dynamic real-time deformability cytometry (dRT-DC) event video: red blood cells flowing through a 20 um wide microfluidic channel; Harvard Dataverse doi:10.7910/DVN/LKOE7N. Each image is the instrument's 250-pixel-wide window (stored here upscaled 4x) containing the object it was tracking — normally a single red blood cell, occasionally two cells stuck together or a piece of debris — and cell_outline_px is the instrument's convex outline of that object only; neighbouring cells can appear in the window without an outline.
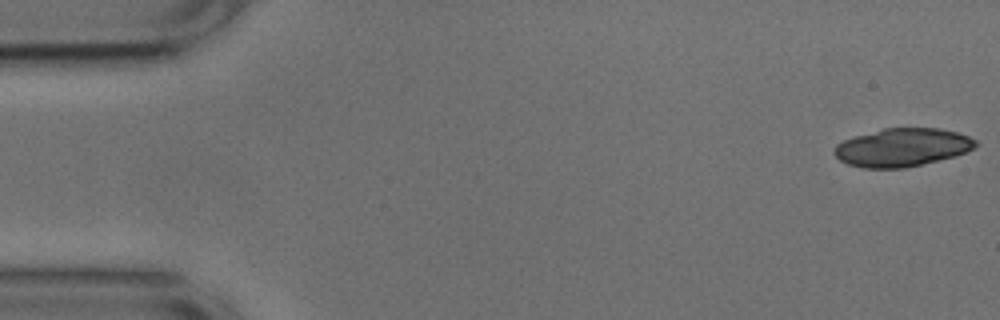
{"species": "common noctule bat (a hibernating species)", "species_latin": "Nyctalus noctula", "temperature_condition": "cold", "stored_images_in_passage": 9, "camera_frame_rate_fps": 3000, "um_per_image_px": 0.085, "animal": {"sex": "male", "body_mass_g": 17.9, "forearm_length_mm": 54.2}, "frame": {"image": 1, "passage_image": 1, "time_ms": 0.0, "image_size_px": [1000, 320], "cell_outline_px": [[980, 144], [956, 156], [904, 168], [864, 168], [848, 164], [840, 160], [836, 156], [836, 144], [844, 140], [856, 136], [884, 128], [940, 128], [956, 132], [968, 136], [976, 140]], "centroid_in_image_um": [76.72, 12.53], "position_along_channel_um": 8.3, "area_um2": 31.15}}